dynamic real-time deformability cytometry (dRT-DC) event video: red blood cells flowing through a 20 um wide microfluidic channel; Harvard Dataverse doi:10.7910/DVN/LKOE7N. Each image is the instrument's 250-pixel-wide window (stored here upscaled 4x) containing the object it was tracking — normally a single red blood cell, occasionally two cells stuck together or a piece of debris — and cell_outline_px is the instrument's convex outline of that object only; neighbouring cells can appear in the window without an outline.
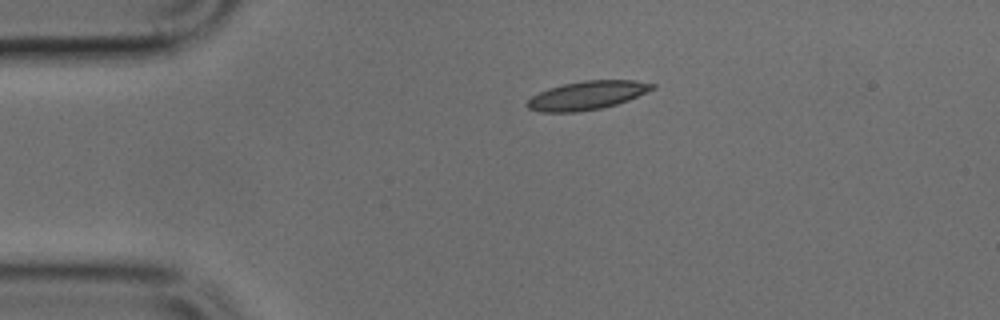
{"species": "common noctule bat (a hibernating species)", "species_latin": "Nyctalus noctula", "temperature_condition": "cold", "stored_images_in_passage": 2, "camera_frame_rate_fps": 3000, "um_per_image_px": 0.085, "animal": {"sex": "male", "body_mass_g": 17.9, "forearm_length_mm": 54.2}, "frame": {"image": 1, "passage_image": 1, "time_ms": 0.0, "image_size_px": [1000, 320], "cell_outline_px": [[656, 88], [628, 100], [616, 104], [600, 108], [576, 112], [540, 112], [528, 108], [524, 104], [532, 96], [548, 88], [564, 84], [584, 80], [632, 80], [656, 84]], "centroid_in_image_um": [49.89, 8.1], "position_along_channel_um": 35.1, "area_um2": 20.75}}